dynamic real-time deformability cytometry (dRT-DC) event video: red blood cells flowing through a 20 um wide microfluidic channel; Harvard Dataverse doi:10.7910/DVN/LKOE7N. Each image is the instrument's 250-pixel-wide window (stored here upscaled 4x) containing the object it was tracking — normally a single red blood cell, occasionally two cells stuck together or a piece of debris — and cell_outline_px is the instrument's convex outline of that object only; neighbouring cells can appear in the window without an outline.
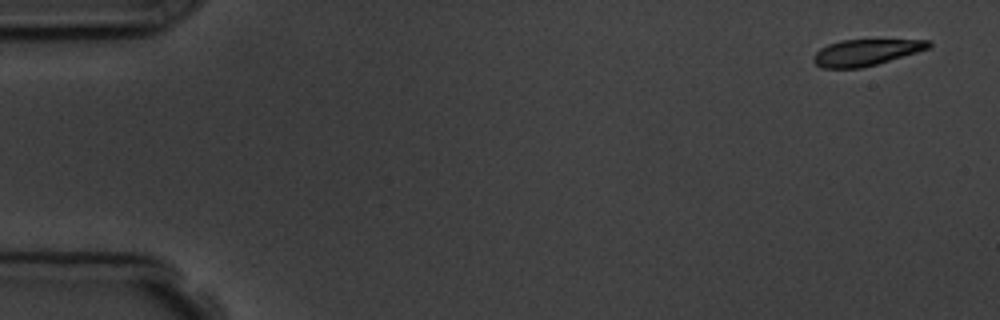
{"species": "common noctule bat (a hibernating species)", "species_latin": "Nyctalus noctula", "temperature_condition": "room temperature", "stored_images_in_passage": 6, "segment_of_instrument_passage": [1, 2], "camera_frame_rate_fps": 3000, "um_per_image_px": 0.085, "animal": {"sex": "male", "body_mass_g": 19.5, "forearm_length_mm": 54.6}, "frame": {"image": 1, "passage_image": 1, "time_ms": 0.0, "image_size_px": [1000, 320], "cell_outline_px": [[932, 44], [928, 48], [916, 52], [876, 64], [860, 68], [820, 68], [812, 60], [812, 56], [820, 48], [828, 44], [840, 40], [928, 40]], "centroid_in_image_um": [73.52, 4.46], "position_along_channel_um": 11.5, "area_um2": 17.46}}
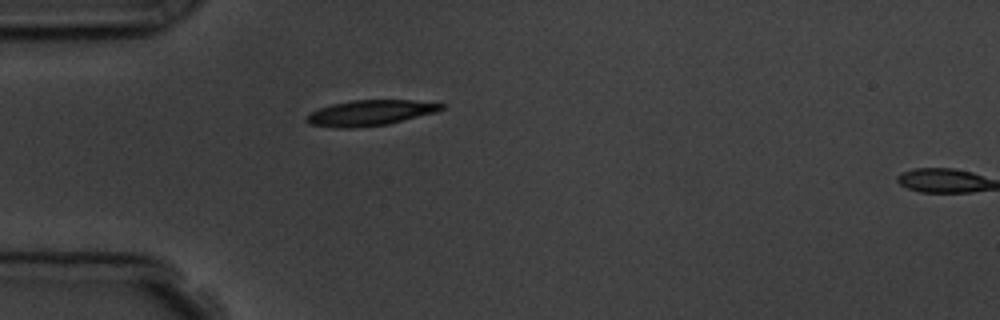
{"frame": {"image": 2, "passage_image": 5, "time_ms": 4.333, "image_size_px": [1000, 320], "cell_outline_px": [[444, 108], [436, 112], [388, 124], [352, 128], [336, 128], [308, 124], [304, 120], [308, 112], [332, 104], [352, 100], [412, 100], [444, 104]], "centroid_in_image_um": [31.4, 9.6], "position_along_channel_um": 53.6, "area_um2": 20.11}}